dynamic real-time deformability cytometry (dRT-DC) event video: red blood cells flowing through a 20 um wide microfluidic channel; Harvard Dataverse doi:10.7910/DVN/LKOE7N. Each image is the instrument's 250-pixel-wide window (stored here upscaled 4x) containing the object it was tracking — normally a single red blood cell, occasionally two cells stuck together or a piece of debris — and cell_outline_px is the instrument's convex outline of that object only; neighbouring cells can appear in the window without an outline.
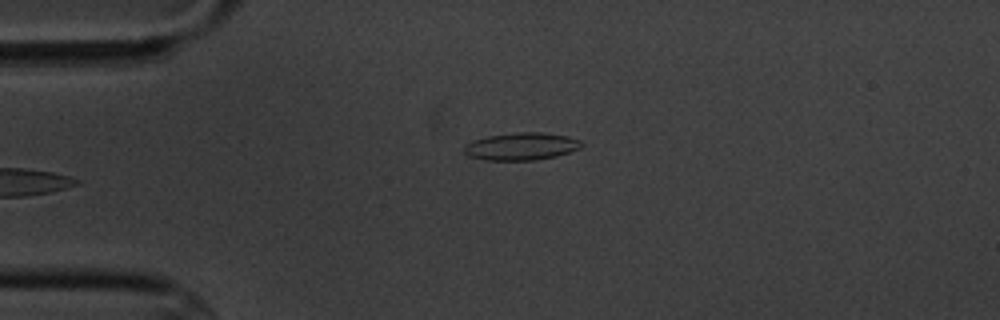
{"species": "common noctule bat (a hibernating species)", "species_latin": "Nyctalus noctula", "temperature_condition": "cold", "stored_images_in_passage": 6, "camera_frame_rate_fps": 3000, "um_per_image_px": 0.085, "animal": {"sex": "male", "body_mass_g": 20.1, "forearm_length_mm": 53.5}, "frame": {"image": 1, "passage_image": 5, "time_ms": 5.667, "image_size_px": [1000, 320], "cell_outline_px": [[584, 144], [580, 148], [556, 156], [536, 160], [488, 160], [468, 156], [464, 152], [464, 144], [472, 140], [488, 136], [516, 132], [544, 132], [568, 136], [580, 140]], "centroid_in_image_um": [44.31, 12.43], "position_along_channel_um": 40.7, "area_um2": 18.9}}